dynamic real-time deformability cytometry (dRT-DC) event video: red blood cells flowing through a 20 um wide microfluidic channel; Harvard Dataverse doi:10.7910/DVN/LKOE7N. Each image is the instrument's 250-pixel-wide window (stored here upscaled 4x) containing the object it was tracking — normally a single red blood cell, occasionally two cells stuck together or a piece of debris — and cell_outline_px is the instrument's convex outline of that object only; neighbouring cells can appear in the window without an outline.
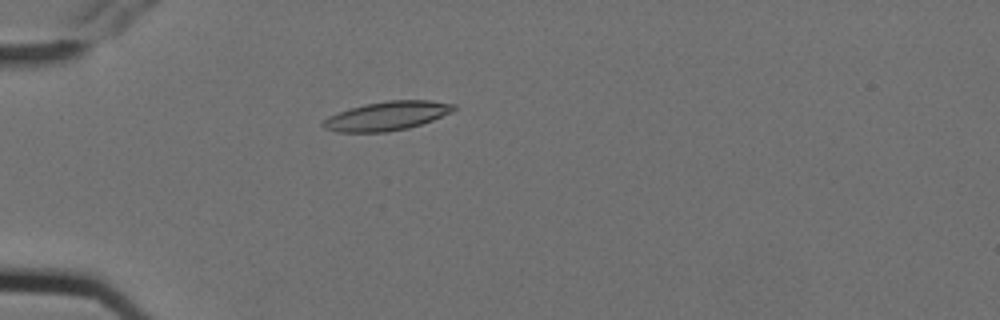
{"species": "Egyptian fruit bat (a non-hibernating species)", "species_latin": "Rousettus aegyptiacus", "temperature_condition": "cold", "stored_images_in_passage": 5, "camera_frame_rate_fps": 3000, "um_per_image_px": 0.085, "animal": {"sex": "female"}, "frame": {"image": 1, "passage_image": 5, "time_ms": 1.333, "image_size_px": [1000, 320], "cell_outline_px": [[456, 108], [452, 112], [432, 120], [408, 128], [388, 132], [336, 132], [324, 128], [320, 124], [328, 116], [364, 104], [388, 100], [428, 100], [456, 104]], "centroid_in_image_um": [32.89, 9.85], "position_along_channel_um": 52.1, "area_um2": 21.96}}